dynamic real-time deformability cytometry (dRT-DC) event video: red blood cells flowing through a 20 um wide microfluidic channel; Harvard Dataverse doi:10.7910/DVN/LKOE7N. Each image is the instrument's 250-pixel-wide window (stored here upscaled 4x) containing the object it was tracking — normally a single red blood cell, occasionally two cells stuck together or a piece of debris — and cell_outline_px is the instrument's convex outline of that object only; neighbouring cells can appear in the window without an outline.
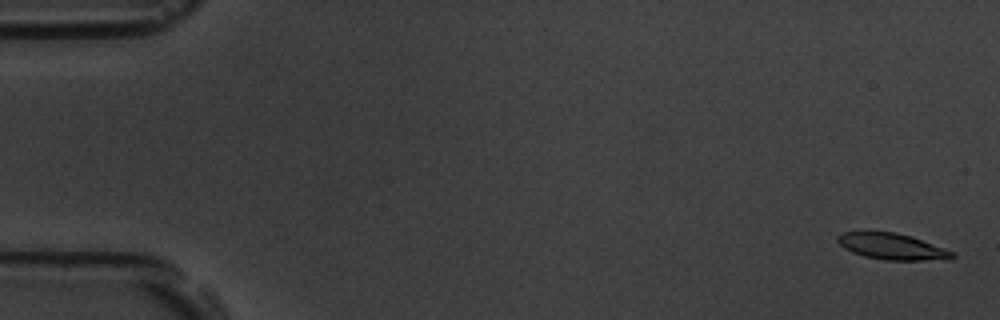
{"species": "common noctule bat (a hibernating species)", "species_latin": "Nyctalus noctula", "temperature_condition": "room temperature", "stored_images_in_passage": 5, "camera_frame_rate_fps": 3000, "um_per_image_px": 0.085, "animal": {"sex": "male", "body_mass_g": 19.5, "forearm_length_mm": 54.6}, "frame": {"image": 1, "passage_image": 1, "time_ms": 0.0, "image_size_px": [1000, 320], "cell_outline_px": [[956, 256], [952, 260], [884, 260], [864, 256], [852, 252], [844, 248], [836, 240], [836, 236], [840, 232], [860, 228], [868, 228], [896, 232], [912, 236], [956, 252]], "centroid_in_image_um": [75.77, 20.89], "position_along_channel_um": 9.2, "area_um2": 18.73}}
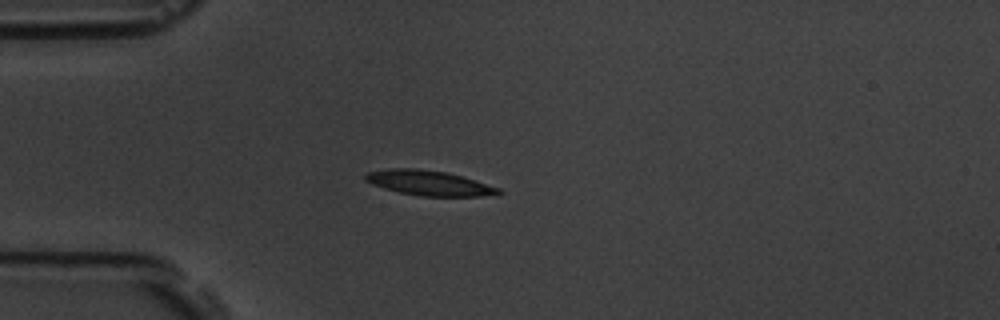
{"frame": {"image": 2, "passage_image": 5, "time_ms": 4.667, "image_size_px": [1000, 320], "cell_outline_px": [[504, 192], [500, 196], [420, 196], [400, 192], [384, 188], [372, 184], [364, 180], [364, 176], [368, 172], [388, 168], [416, 168], [448, 172], [500, 188]], "centroid_in_image_um": [36.52, 15.56], "position_along_channel_um": 48.5, "area_um2": 19.54}}